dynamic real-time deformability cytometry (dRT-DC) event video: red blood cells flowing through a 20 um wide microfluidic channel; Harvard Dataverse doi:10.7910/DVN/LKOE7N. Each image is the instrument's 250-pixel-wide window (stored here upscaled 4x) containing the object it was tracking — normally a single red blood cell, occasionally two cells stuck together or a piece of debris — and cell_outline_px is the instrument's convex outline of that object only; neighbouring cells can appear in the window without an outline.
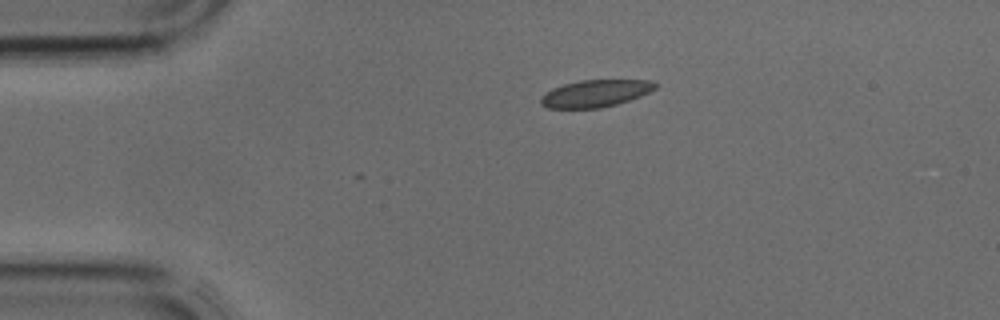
{"species": "common noctule bat (a hibernating species)", "species_latin": "Nyctalus noctula", "temperature_condition": "cold", "stored_images_in_passage": 3, "segment_of_instrument_passage": [1, 2], "camera_frame_rate_fps": 3000, "um_per_image_px": 0.085, "animal": {"sex": "male", "body_mass_g": 17.9, "forearm_length_mm": 54.2}, "frame": {"image": 1, "passage_image": 1, "time_ms": 0.0, "image_size_px": [1000, 320], "cell_outline_px": [[660, 84], [656, 88], [640, 96], [616, 104], [600, 108], [548, 108], [540, 104], [540, 100], [552, 88], [564, 84], [580, 80], [648, 80]], "centroid_in_image_um": [50.63, 7.93], "position_along_channel_um": 34.4, "area_um2": 17.92}}